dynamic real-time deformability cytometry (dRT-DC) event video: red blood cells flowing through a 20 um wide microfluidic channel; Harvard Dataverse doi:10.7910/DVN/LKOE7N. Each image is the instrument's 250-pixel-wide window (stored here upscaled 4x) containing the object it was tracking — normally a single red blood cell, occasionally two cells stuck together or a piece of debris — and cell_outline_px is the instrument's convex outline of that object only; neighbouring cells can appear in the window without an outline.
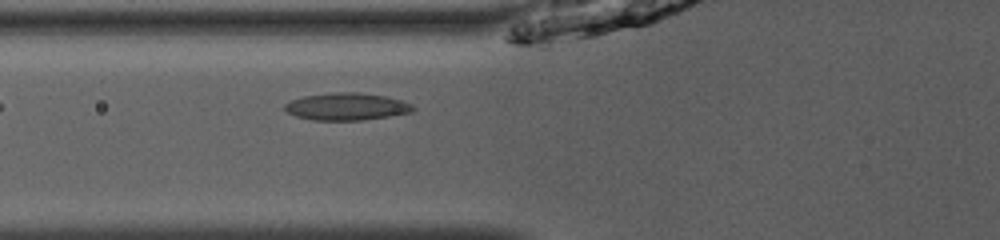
{"species": "common noctule bat (a hibernating species)", "species_latin": "Nyctalus noctula", "temperature_condition": "room temperature", "stored_images_in_passage": 34, "camera_frame_rate_fps": 3000, "um_per_image_px": 0.085, "animal": {"sex": "male", "body_mass_g": 13.0, "forearm_length_mm": 53.1}, "frame": {"image": 1, "passage_image": 4, "time_ms": 1.0, "image_size_px": [1000, 240], "cell_outline_px": [[416, 108], [412, 112], [388, 116], [360, 120], [312, 120], [296, 116], [288, 112], [284, 108], [284, 104], [292, 100], [304, 96], [336, 92], [360, 92], [384, 96], [400, 100], [412, 104]], "centroid_in_image_um": [29.47, 9.06], "position_along_channel_um": 96.3, "area_um2": 20.23}}
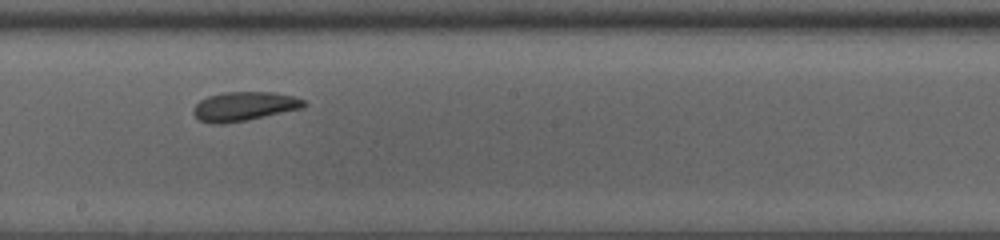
{"frame": {"image": 2, "passage_image": 14, "time_ms": 4.333, "image_size_px": [1000, 240], "cell_outline_px": [[308, 104], [304, 108], [248, 120], [224, 124], [212, 124], [200, 120], [192, 112], [192, 108], [200, 100], [208, 96], [224, 92], [272, 92], [296, 96], [304, 100]], "centroid_in_image_um": [20.78, 9.04], "position_along_channel_um": 227.4, "area_um2": 19.02}}
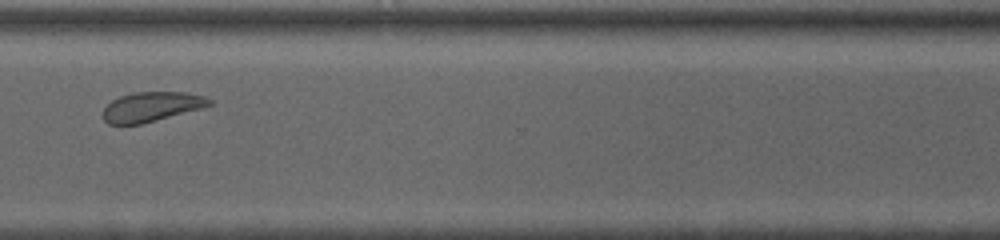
{"frame": {"image": 3, "passage_image": 24, "time_ms": 7.667, "image_size_px": [1000, 240], "cell_outline_px": [[212, 104], [200, 108], [140, 124], [108, 124], [104, 120], [104, 108], [112, 100], [120, 96], [136, 92], [184, 92], [208, 96], [212, 100]], "centroid_in_image_um": [12.89, 9.05], "position_along_channel_um": 357.7, "area_um2": 18.09}, "authors_computed_cell_mechanics": {"area_um2": 19.1607, "velocity_mm_per_s": 3.9158, "shape_relaxation_time_tau1_ms": 4.4015, "shape_relaxation_time_tau2_ms": 3.3918, "deformation_change_tau1": 0.0942, "deformation_change_tau2": 0.1048}}